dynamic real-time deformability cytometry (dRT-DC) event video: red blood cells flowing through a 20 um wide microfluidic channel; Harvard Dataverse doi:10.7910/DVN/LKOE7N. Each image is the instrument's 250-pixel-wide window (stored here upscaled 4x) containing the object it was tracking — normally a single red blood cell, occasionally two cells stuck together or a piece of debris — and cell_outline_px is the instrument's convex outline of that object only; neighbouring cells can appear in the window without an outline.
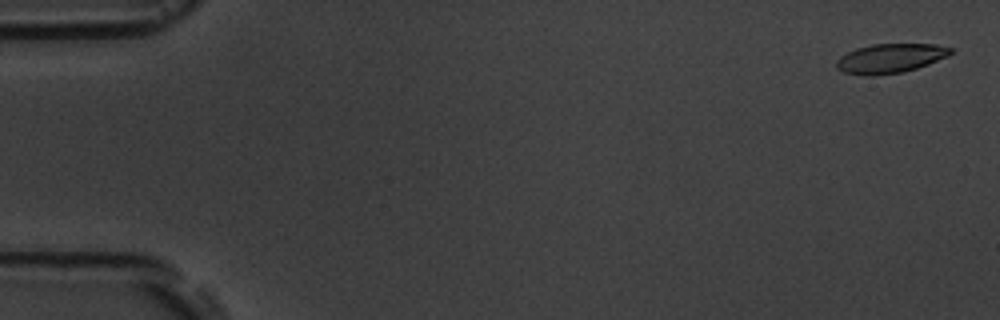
{"species": "common noctule bat (a hibernating species)", "species_latin": "Nyctalus noctula", "temperature_condition": "room temperature", "stored_images_in_passage": 5, "camera_frame_rate_fps": 3000, "um_per_image_px": 0.085, "animal": {"sex": "male", "body_mass_g": 19.5, "forearm_length_mm": 54.6}, "frame": {"image": 1, "passage_image": 1, "time_ms": 0.0, "image_size_px": [1000, 320], "cell_outline_px": [[952, 52], [948, 56], [928, 64], [916, 68], [900, 72], [872, 76], [844, 72], [836, 68], [836, 60], [840, 56], [856, 48], [872, 44], [936, 44], [952, 48]], "centroid_in_image_um": [75.66, 4.95], "position_along_channel_um": 9.3, "area_um2": 19.36}}
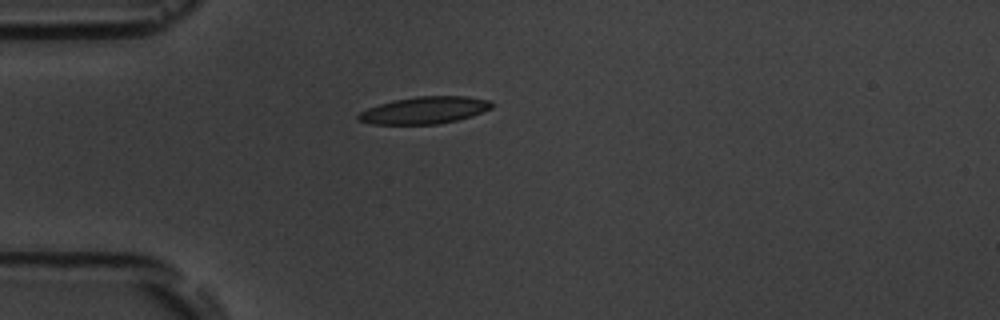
{"frame": {"image": 2, "passage_image": 5, "time_ms": 4.667, "image_size_px": [1000, 320], "cell_outline_px": [[496, 104], [492, 108], [472, 116], [456, 120], [436, 124], [372, 124], [356, 120], [356, 116], [360, 112], [368, 108], [380, 104], [396, 100], [416, 96], [468, 96], [492, 100]], "centroid_in_image_um": [36.13, 9.36], "position_along_channel_um": 48.9, "area_um2": 21.15}}